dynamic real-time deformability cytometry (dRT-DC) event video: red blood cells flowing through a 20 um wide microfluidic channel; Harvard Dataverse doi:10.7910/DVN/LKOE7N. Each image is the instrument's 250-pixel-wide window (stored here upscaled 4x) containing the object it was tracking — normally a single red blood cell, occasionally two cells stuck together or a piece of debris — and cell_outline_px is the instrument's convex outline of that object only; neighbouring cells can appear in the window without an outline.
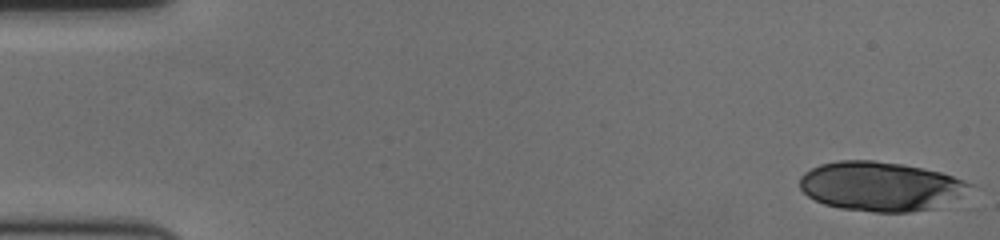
{"species": "human", "species_latin": "Homo sapiens", "temperature_condition": "cold", "stored_images_in_passage": 57, "camera_frame_rate_fps": 3000, "um_per_image_px": 0.085, "donor": {"sex": "female"}, "frame": {"image": 1, "passage_image": 1, "time_ms": 0.0, "image_size_px": [1000, 240], "cell_outline_px": [[972, 184], [956, 196], [932, 208], [908, 212], [872, 212], [840, 208], [824, 204], [808, 196], [800, 188], [800, 176], [804, 172], [820, 164], [840, 160], [872, 160], [904, 164], [924, 168], [940, 172], [964, 180]], "centroid_in_image_um": [74.74, 15.82], "position_along_channel_um": 10.3, "area_um2": 48.15}}
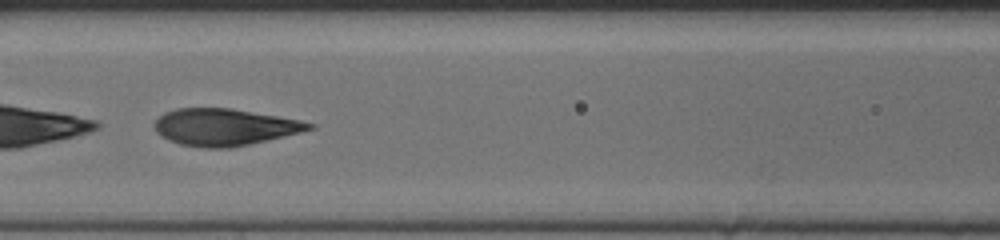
{"frame": {"image": 2, "passage_image": 26, "time_ms": 8.333, "image_size_px": [1000, 240], "cell_outline_px": [[316, 128], [284, 136], [248, 144], [228, 148], [200, 148], [180, 144], [168, 140], [160, 136], [156, 132], [156, 120], [164, 112], [176, 108], [232, 108], [300, 120], [316, 124]], "centroid_in_image_um": [19.08, 10.8], "position_along_channel_um": 147.5, "area_um2": 33.18}}
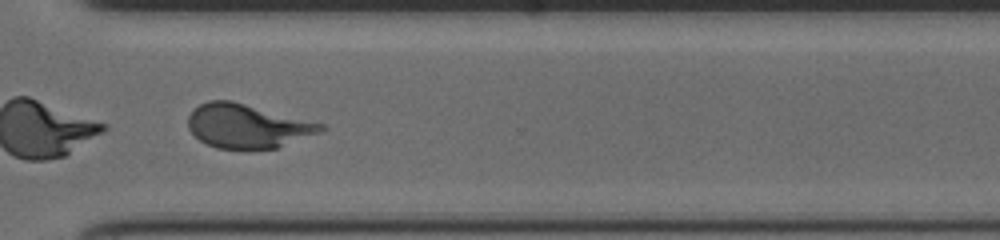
{"frame": {"image": 3, "passage_image": 43, "time_ms": 14.0, "image_size_px": [1000, 240], "cell_outline_px": [[324, 128], [320, 132], [276, 148], [216, 148], [200, 140], [188, 128], [188, 116], [200, 104], [208, 100], [232, 100], [324, 124]], "centroid_in_image_um": [21.01, 10.69], "position_along_channel_um": 349.6, "area_um2": 33.47}, "authors_computed_cell_mechanics": {"area_um2": 35.0846, "velocity_mm_per_s": 3.5643, "shape_relaxation_time_tau1_ms": 3.7247, "shape_relaxation_time_tau2_ms": 0.8776, "deformation_change_tau1": 0.189, "deformation_change_tau2": 0.0814}}